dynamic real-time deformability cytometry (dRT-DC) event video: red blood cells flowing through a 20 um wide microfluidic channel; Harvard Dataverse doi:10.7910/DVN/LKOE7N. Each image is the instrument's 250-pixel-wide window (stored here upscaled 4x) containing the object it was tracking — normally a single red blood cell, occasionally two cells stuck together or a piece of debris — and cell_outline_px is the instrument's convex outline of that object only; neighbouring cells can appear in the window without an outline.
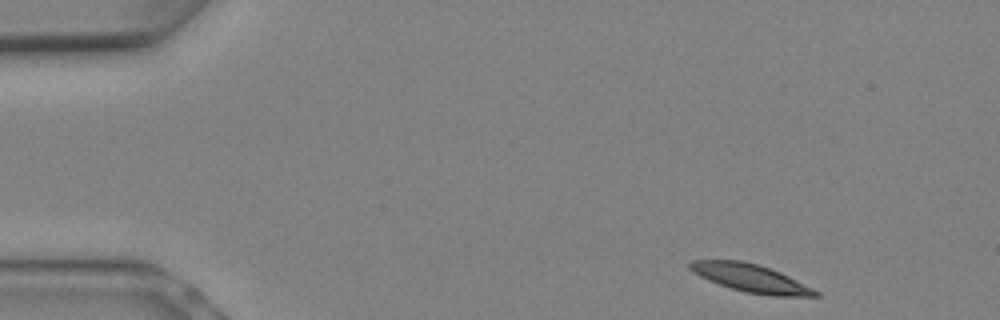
{"species": "Egyptian fruit bat (a non-hibernating species)", "species_latin": "Rousettus aegyptiacus", "temperature_condition": "warm", "stored_images_in_passage": 5, "camera_frame_rate_fps": 3000, "um_per_image_px": 0.085, "animal": {"sex": "female"}, "frame": {"image": 1, "passage_image": 1, "time_ms": 0.0, "image_size_px": [1000, 320], "cell_outline_px": [[820, 296], [772, 296], [744, 292], [708, 280], [692, 272], [688, 268], [688, 264], [692, 260], [740, 260], [756, 264], [780, 272], [820, 292]], "centroid_in_image_um": [63.78, 23.64], "position_along_channel_um": 21.2, "area_um2": 20.23}}
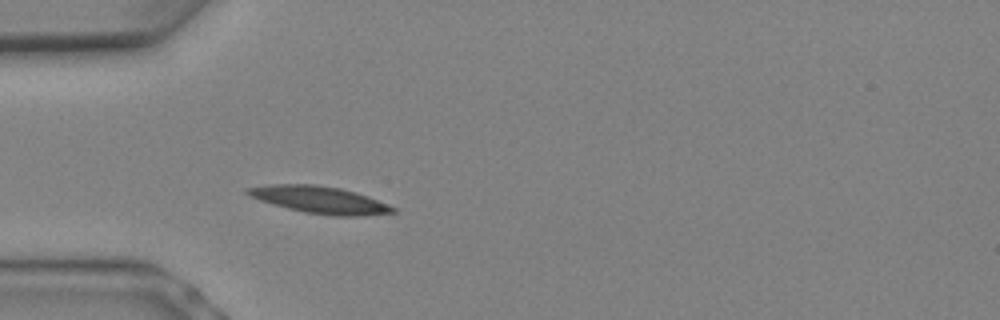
{"frame": {"image": 2, "passage_image": 5, "time_ms": 1.333, "image_size_px": [1000, 320], "cell_outline_px": [[396, 212], [360, 216], [336, 216], [304, 212], [272, 204], [260, 200], [244, 192], [244, 188], [268, 184], [316, 184], [340, 188], [356, 192], [368, 196], [388, 204], [396, 208]], "centroid_in_image_um": [27.17, 16.97], "position_along_channel_um": 57.8, "area_um2": 22.95}}